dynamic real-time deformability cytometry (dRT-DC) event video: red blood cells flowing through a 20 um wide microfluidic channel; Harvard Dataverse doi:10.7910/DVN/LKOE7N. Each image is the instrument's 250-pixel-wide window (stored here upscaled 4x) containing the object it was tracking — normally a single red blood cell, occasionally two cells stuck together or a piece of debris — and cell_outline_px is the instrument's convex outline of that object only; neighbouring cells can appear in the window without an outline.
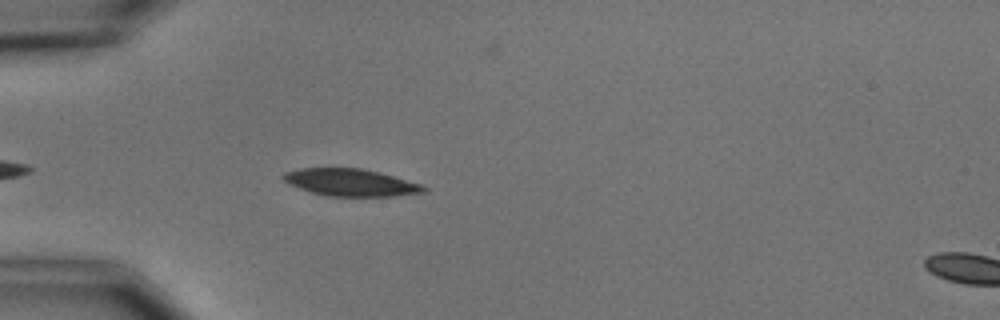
{"species": "common noctule bat (a hibernating species)", "species_latin": "Nyctalus noctula", "temperature_condition": "cold", "stored_images_in_passage": 6, "segment_of_instrument_passage": [1, 2], "camera_frame_rate_fps": 3000, "um_per_image_px": 0.085, "animal": {"sex": "male", "body_mass_g": 15.6}, "frame": {"image": 1, "passage_image": 5, "time_ms": 4.667, "image_size_px": [1000, 320], "cell_outline_px": [[428, 188], [424, 192], [396, 196], [324, 196], [288, 184], [280, 176], [284, 172], [300, 168], [360, 168], [392, 176], [420, 184]], "centroid_in_image_um": [29.75, 15.51], "position_along_channel_um": 55.3, "area_um2": 22.08}}